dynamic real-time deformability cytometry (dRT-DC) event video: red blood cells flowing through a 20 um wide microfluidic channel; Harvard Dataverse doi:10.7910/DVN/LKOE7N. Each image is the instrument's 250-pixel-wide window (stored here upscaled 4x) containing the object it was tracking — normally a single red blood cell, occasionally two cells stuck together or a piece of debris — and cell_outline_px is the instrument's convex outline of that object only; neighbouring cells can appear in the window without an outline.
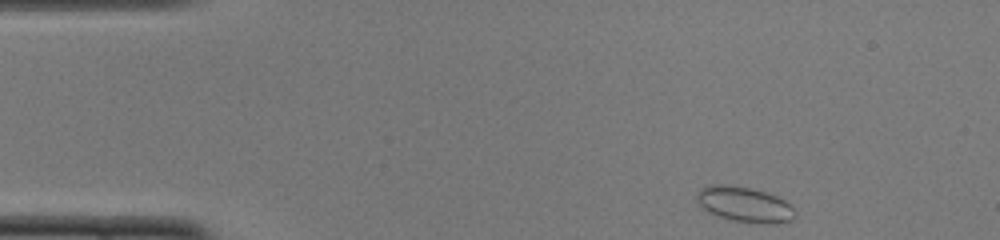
{"species": "common noctule bat (a hibernating species)", "species_latin": "Nyctalus noctula", "temperature_condition": "cold", "stored_images_in_passage": 45, "camera_frame_rate_fps": 3000, "um_per_image_px": 0.085, "animal": {"sex": "female", "body_mass_g": 22.0, "forearm_length_mm": 56.7}, "frame": {"image": 1, "passage_image": 1, "time_ms": 0.0, "image_size_px": [1000, 240], "cell_outline_px": [[796, 216], [792, 220], [776, 224], [764, 224], [732, 220], [708, 212], [696, 200], [696, 196], [700, 188], [712, 184], [724, 184], [748, 188], [764, 192], [776, 196], [784, 200], [796, 212]], "centroid_in_image_um": [63.29, 17.39], "position_along_channel_um": 21.7, "area_um2": 20.06}}
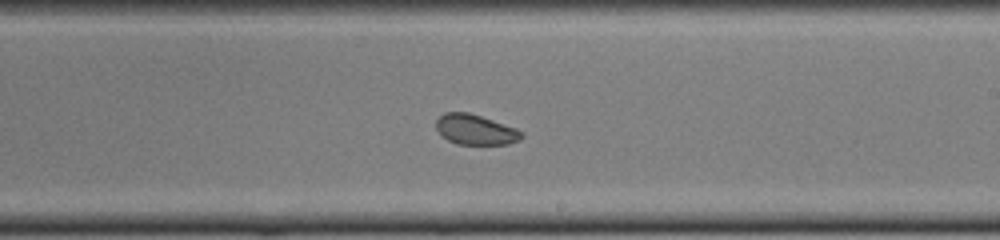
{"frame": {"image": 2, "passage_image": 24, "time_ms": 7.667, "image_size_px": [1000, 240], "cell_outline_px": [[524, 136], [520, 140], [508, 144], [456, 144], [440, 136], [436, 128], [436, 120], [444, 112], [468, 112], [516, 128], [524, 132]], "centroid_in_image_um": [40.4, 11.02], "position_along_channel_um": 248.6, "area_um2": 15.14}}
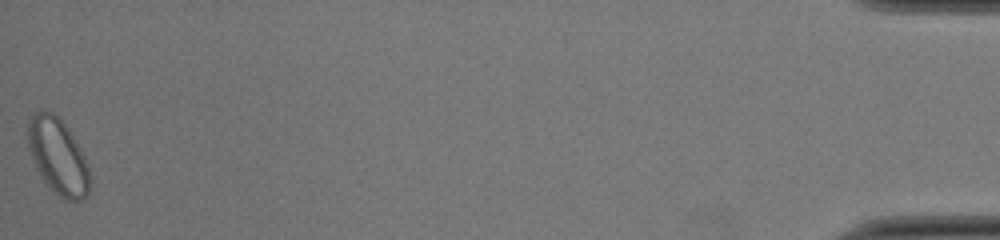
{"frame": {"image": 3, "passage_image": 45, "time_ms": 14.667, "image_size_px": [1000, 240], "cell_outline_px": [[92, 184], [88, 196], [84, 200], [68, 200], [60, 196], [48, 188], [40, 176], [36, 168], [28, 148], [28, 124], [32, 116], [36, 112], [52, 112], [68, 128], [76, 140], [84, 156], [88, 168]], "centroid_in_image_um": [4.95, 13.35], "position_along_channel_um": 430.2, "area_um2": 27.4}, "authors_computed_cell_mechanics": {"area_um2": 16.8198, "velocity_mm_per_s": 3.9674, "shape_relaxation_time_tau1_ms": null, "shape_relaxation_time_tau2_ms": 2.7461, "deformation_change_tau1": null, "deformation_change_tau2": 0.0516}}